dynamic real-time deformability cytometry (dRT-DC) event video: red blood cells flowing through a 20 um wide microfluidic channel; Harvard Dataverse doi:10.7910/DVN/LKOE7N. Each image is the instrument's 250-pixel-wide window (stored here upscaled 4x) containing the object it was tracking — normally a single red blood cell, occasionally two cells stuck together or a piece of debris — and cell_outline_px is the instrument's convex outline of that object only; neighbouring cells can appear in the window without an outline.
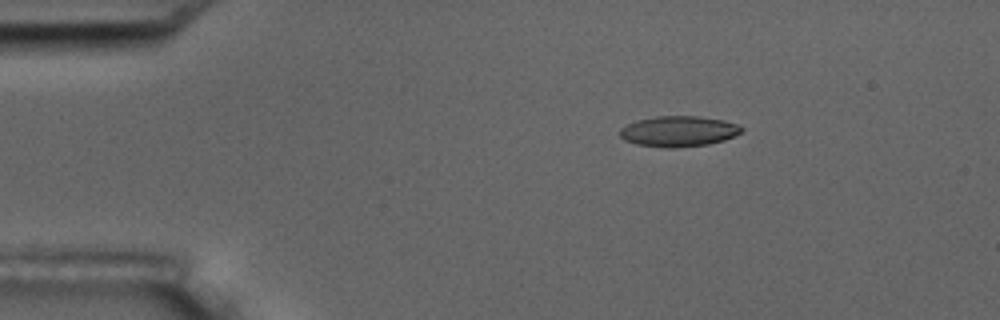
{"species": "common noctule bat (a hibernating species)", "species_latin": "Nyctalus noctula", "temperature_condition": "room temperature", "stored_images_in_passage": 4, "camera_frame_rate_fps": 3000, "um_per_image_px": 0.085, "animal": {"sex": "male", "body_mass_g": 17.5, "forearm_length_mm": 52.3}, "frame": {"image": 1, "passage_image": 2, "time_ms": 2.333, "image_size_px": [1000, 320], "cell_outline_px": [[744, 128], [740, 132], [724, 140], [708, 144], [676, 148], [668, 148], [636, 144], [624, 140], [620, 136], [620, 128], [636, 120], [656, 116], [696, 116], [720, 120], [736, 124]], "centroid_in_image_um": [57.63, 11.16], "position_along_channel_um": 27.4, "area_um2": 21.5}}